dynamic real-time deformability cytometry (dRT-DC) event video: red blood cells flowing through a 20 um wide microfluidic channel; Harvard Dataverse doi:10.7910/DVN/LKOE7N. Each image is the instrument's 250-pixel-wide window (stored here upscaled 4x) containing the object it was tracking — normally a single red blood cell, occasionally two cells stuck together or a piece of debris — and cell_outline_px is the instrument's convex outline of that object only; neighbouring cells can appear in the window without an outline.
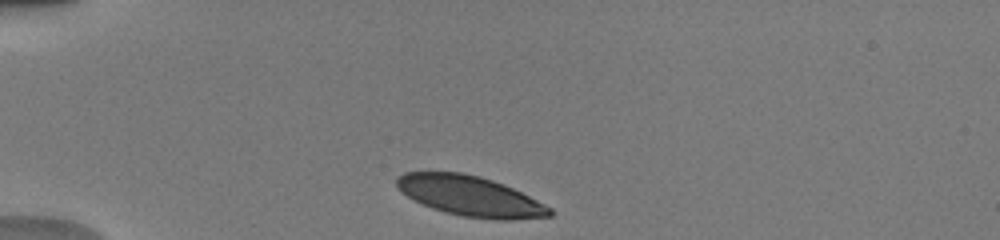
{"species": "human", "species_latin": "Homo sapiens", "temperature_condition": "warm", "stored_images_in_passage": 41, "camera_frame_rate_fps": 3000, "um_per_image_px": 0.085, "donor": {"sex": "male"}, "frame": {"image": 1, "passage_image": 1, "time_ms": 0.0, "image_size_px": [1000, 240], "cell_outline_px": [[552, 216], [512, 220], [496, 220], [464, 216], [444, 212], [432, 208], [408, 196], [396, 184], [396, 180], [404, 172], [460, 172], [480, 176], [504, 184], [552, 208]], "centroid_in_image_um": [40.0, 16.67], "position_along_channel_um": 45.0, "area_um2": 35.37}}
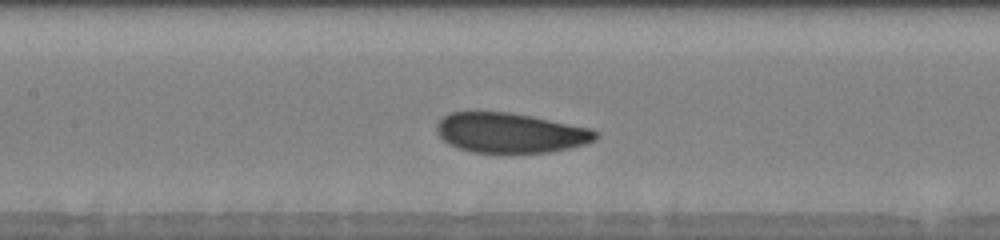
{"frame": {"image": 2, "passage_image": 18, "time_ms": 4.0, "image_size_px": [1000, 240], "cell_outline_px": [[600, 136], [596, 140], [584, 144], [568, 148], [548, 152], [472, 152], [448, 144], [436, 132], [436, 124], [444, 116], [452, 112], [508, 112], [532, 116], [592, 128], [600, 132]], "centroid_in_image_um": [43.41, 11.28], "position_along_channel_um": 164.0, "area_um2": 36.93}}
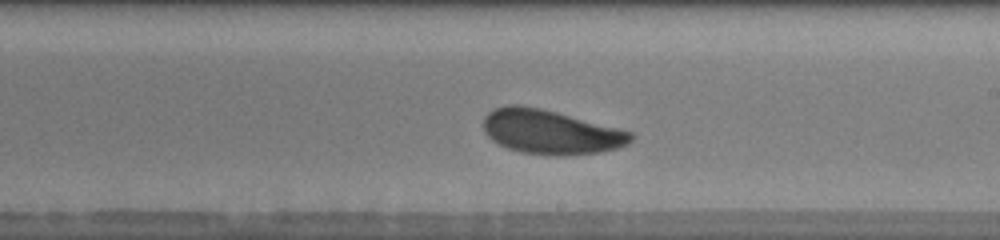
{"frame": {"image": 3, "passage_image": 26, "time_ms": 6.0, "image_size_px": [1000, 240], "cell_outline_px": [[636, 136], [628, 144], [616, 148], [600, 152], [564, 156], [560, 156], [520, 152], [496, 144], [484, 132], [484, 116], [492, 108], [508, 104], [520, 104], [540, 108], [556, 112], [632, 132]], "centroid_in_image_um": [46.76, 11.21], "position_along_channel_um": 242.2, "area_um2": 38.15}, "authors_computed_cell_mechanics": {"area_um2": 37.6278, "velocity_mm_per_s": 3.9146, "shape_relaxation_time_tau1_ms": 2.398, "shape_relaxation_time_tau2_ms": null, "deformation_change_tau1": 0.1137, "deformation_change_tau2": null}}